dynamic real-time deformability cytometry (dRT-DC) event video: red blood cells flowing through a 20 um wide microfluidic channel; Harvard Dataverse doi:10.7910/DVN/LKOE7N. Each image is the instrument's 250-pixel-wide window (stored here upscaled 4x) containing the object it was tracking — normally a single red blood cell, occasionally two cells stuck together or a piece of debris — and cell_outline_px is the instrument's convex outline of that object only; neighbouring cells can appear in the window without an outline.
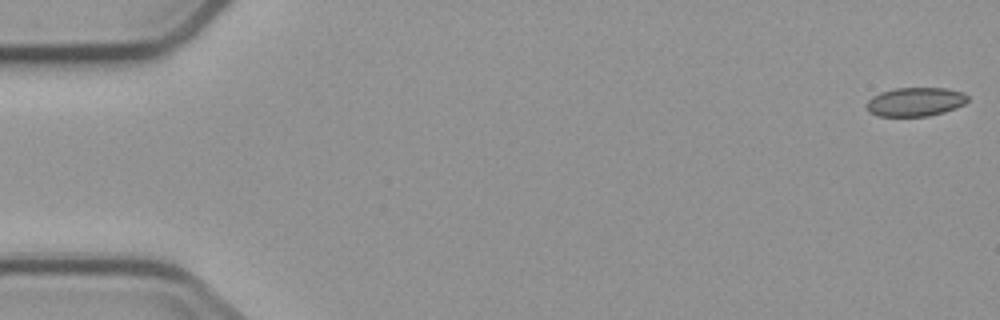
{"species": "common noctule bat (a hibernating species)", "species_latin": "Nyctalus noctula", "temperature_condition": "cold", "stored_images_in_passage": 4, "camera_frame_rate_fps": 3000, "um_per_image_px": 0.085, "animal": {"sex": "male", "body_mass_g": 23.1, "forearm_length_mm": 52.7}, "frame": {"image": 1, "passage_image": 1, "time_ms": 0.0, "image_size_px": [1000, 320], "cell_outline_px": [[968, 100], [964, 104], [956, 108], [944, 112], [928, 116], [876, 116], [868, 112], [868, 100], [872, 96], [880, 92], [896, 88], [948, 88], [964, 92], [968, 96]], "centroid_in_image_um": [77.82, 8.65], "position_along_channel_um": 7.2, "area_um2": 17.11}}
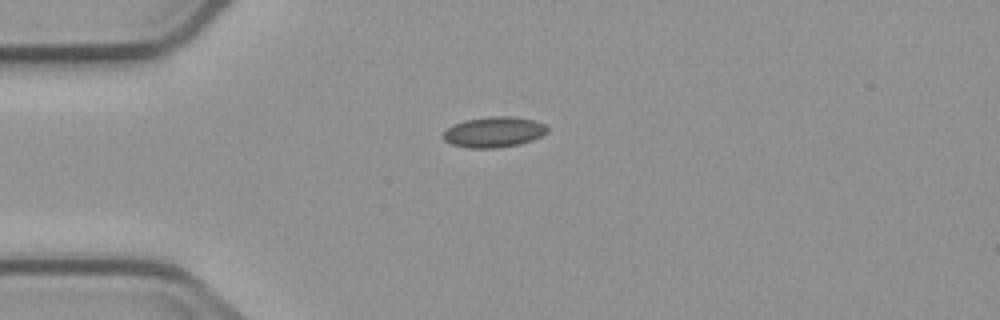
{"frame": {"image": 2, "passage_image": 4, "time_ms": 4.333, "image_size_px": [1000, 320], "cell_outline_px": [[548, 132], [532, 140], [520, 144], [496, 148], [468, 148], [452, 144], [444, 140], [440, 136], [448, 128], [464, 120], [492, 116], [512, 116], [536, 120], [544, 124], [548, 128]], "centroid_in_image_um": [41.99, 11.22], "position_along_channel_um": 43.0, "area_um2": 18.61}}